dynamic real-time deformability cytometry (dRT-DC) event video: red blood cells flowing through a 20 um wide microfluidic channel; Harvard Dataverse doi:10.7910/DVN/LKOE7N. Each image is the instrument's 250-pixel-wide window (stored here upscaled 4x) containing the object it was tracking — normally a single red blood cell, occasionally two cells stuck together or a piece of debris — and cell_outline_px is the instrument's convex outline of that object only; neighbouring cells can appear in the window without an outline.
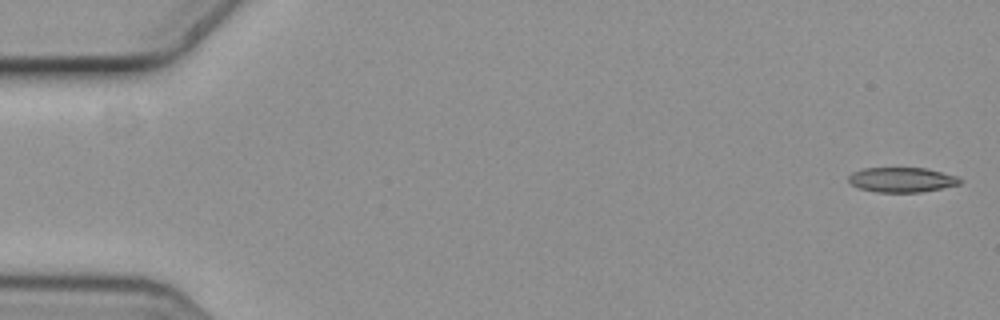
{"species": "common noctule bat (a hibernating species)", "species_latin": "Nyctalus noctula", "temperature_condition": "cold", "stored_images_in_passage": 4, "segment_of_instrument_passage": [2, 2], "camera_frame_rate_fps": 3000, "um_per_image_px": 0.085, "animal": {"sex": "female", "body_mass_g": 19.3, "forearm_length_mm": 54.1}, "frame": {"image": 1, "passage_image": 4, "time_ms": 1.0, "image_size_px": [1000, 320], "cell_outline_px": [[960, 184], [920, 192], [876, 192], [860, 188], [852, 184], [848, 180], [848, 176], [852, 172], [864, 168], [924, 168], [956, 176], [960, 180]], "centroid_in_image_um": [76.6, 15.28], "position_along_channel_um": 8.4, "area_um2": 15.84}}